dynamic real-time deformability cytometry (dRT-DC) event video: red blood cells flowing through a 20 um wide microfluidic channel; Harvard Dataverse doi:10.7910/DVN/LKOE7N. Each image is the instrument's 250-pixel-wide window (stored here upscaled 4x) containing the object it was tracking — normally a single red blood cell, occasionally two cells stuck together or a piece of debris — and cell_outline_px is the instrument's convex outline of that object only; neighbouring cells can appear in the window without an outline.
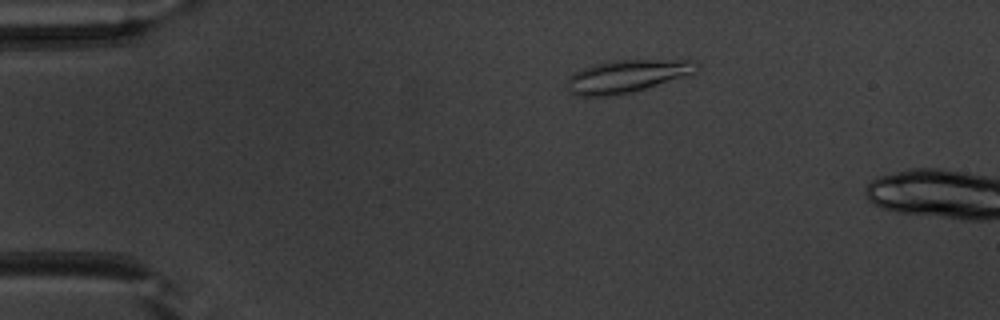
{"species": "common noctule bat (a hibernating species)", "species_latin": "Nyctalus noctula", "temperature_condition": "warm", "stored_images_in_passage": 13, "camera_frame_rate_fps": 3000, "um_per_image_px": 0.085, "animal": {"sex": "male", "body_mass_g": 20.1, "forearm_length_mm": 53.5}, "frame": {"image": 1, "passage_image": 10, "time_ms": 3.0, "image_size_px": [1000, 320], "cell_outline_px": [[700, 68], [696, 72], [632, 92], [608, 96], [580, 96], [568, 92], [568, 76], [584, 68], [596, 64], [612, 60], [692, 60]], "centroid_in_image_um": [53.26, 6.47], "position_along_channel_um": 31.7, "area_um2": 24.22}}